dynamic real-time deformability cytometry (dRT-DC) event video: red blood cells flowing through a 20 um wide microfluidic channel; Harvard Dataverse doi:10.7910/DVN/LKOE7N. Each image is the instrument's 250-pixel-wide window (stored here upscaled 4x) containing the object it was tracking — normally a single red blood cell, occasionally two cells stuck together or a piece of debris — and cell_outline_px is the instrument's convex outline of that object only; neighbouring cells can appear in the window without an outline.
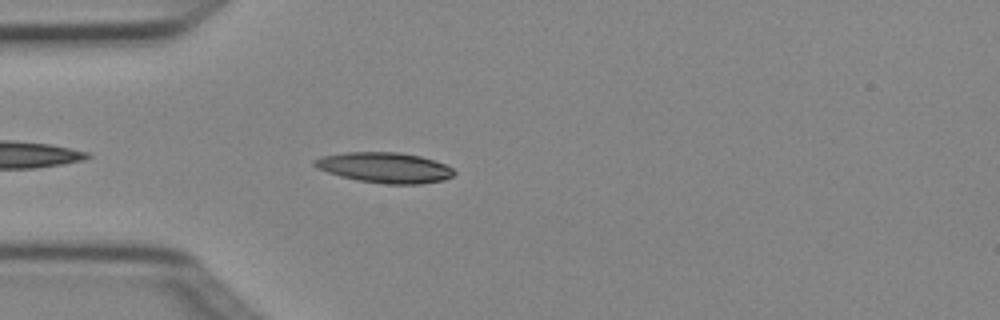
{"species": "Egyptian fruit bat (a non-hibernating species)", "species_latin": "Rousettus aegyptiacus", "temperature_condition": "cold", "stored_images_in_passage": 3, "camera_frame_rate_fps": 3000, "um_per_image_px": 0.085, "animal": {"sex": "female"}, "frame": {"image": 1, "passage_image": 3, "time_ms": 0.667, "image_size_px": [1000, 320], "cell_outline_px": [[456, 172], [452, 176], [444, 180], [420, 184], [388, 184], [360, 180], [340, 176], [316, 168], [312, 164], [312, 160], [324, 156], [344, 152], [396, 152], [420, 156], [444, 164], [452, 168]], "centroid_in_image_um": [32.69, 14.24], "position_along_channel_um": 52.3, "area_um2": 24.57}}